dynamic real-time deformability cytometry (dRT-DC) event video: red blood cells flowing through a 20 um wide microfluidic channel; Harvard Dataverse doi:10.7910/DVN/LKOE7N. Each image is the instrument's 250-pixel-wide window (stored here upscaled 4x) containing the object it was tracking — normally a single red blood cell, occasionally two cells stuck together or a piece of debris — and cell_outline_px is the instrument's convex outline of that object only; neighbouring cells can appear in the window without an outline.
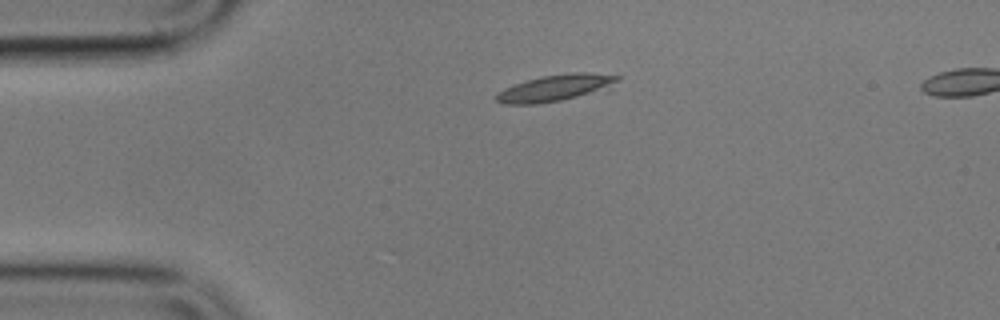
{"species": "common noctule bat (a hibernating species)", "species_latin": "Nyctalus noctula", "temperature_condition": "cold", "stored_images_in_passage": 2, "camera_frame_rate_fps": 3000, "um_per_image_px": 0.085, "animal": {"sex": "male", "body_mass_g": 17.9}, "frame": {"image": 1, "passage_image": 1, "time_ms": 0.0, "image_size_px": [1000, 320], "cell_outline_px": [[620, 80], [608, 92], [536, 104], [504, 104], [496, 100], [496, 96], [504, 88], [524, 80], [540, 76], [572, 72], [584, 72], [620, 76]], "centroid_in_image_um": [47.34, 7.47], "position_along_channel_um": 37.7, "area_um2": 19.31}}